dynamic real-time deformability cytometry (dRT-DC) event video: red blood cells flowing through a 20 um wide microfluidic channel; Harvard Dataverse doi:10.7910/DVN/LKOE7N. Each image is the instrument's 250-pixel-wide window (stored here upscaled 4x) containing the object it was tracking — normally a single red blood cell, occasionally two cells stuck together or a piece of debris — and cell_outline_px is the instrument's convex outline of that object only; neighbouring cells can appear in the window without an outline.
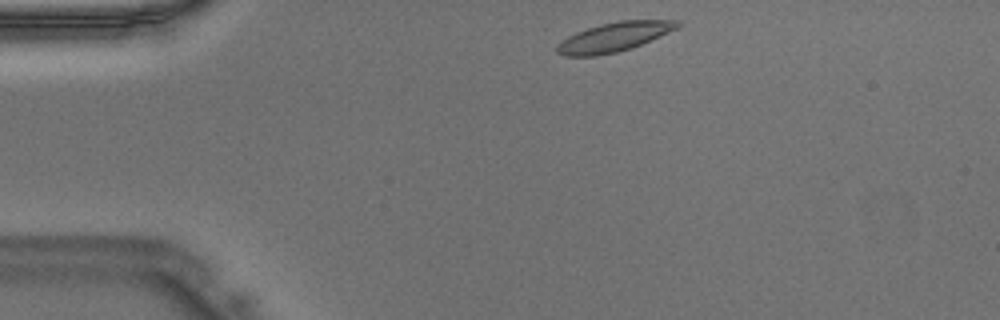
{"species": "Egyptian fruit bat (a non-hibernating species)", "species_latin": "Rousettus aegyptiacus", "temperature_condition": "warm", "stored_images_in_passage": 39, "camera_frame_rate_fps": 3000, "um_per_image_px": 0.085, "animal": {"sex": "male"}, "frame": {"image": 1, "passage_image": 1, "time_ms": 0.0, "image_size_px": [1000, 320], "cell_outline_px": [[680, 24], [676, 28], [660, 36], [632, 48], [616, 52], [596, 56], [564, 56], [556, 52], [556, 44], [568, 36], [576, 32], [600, 24], [620, 20], [680, 20]], "centroid_in_image_um": [52.16, 3.15], "position_along_channel_um": 32.8, "area_um2": 20.46}}
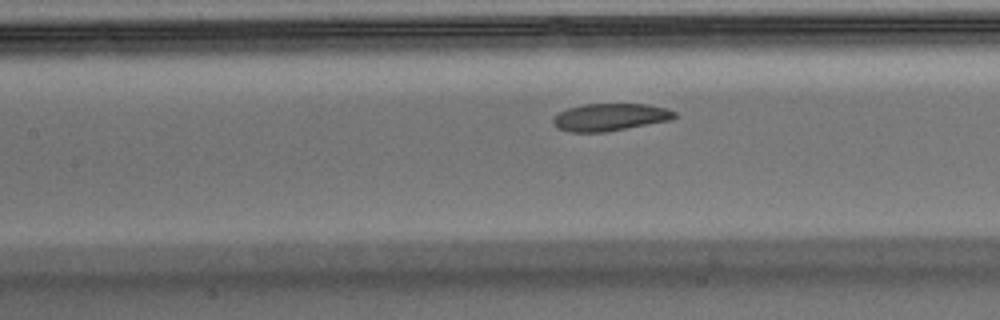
{"frame": {"image": 2, "passage_image": 13, "time_ms": 4.0, "image_size_px": [1000, 320], "cell_outline_px": [[676, 116], [672, 120], [604, 132], [568, 132], [560, 128], [552, 120], [560, 112], [568, 108], [584, 104], [648, 104], [668, 108], [676, 112]], "centroid_in_image_um": [51.92, 9.95], "position_along_channel_um": 155.5, "area_um2": 19.25}}
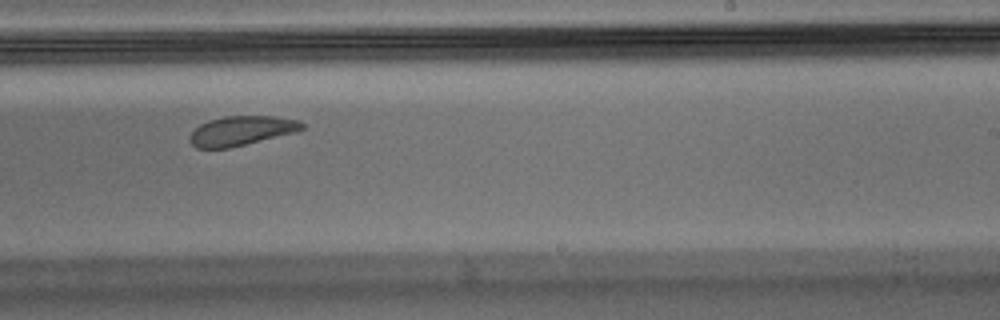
{"frame": {"image": 3, "passage_image": 21, "time_ms": 6.667, "image_size_px": [1000, 320], "cell_outline_px": [[304, 128], [296, 132], [228, 148], [196, 148], [188, 140], [188, 136], [200, 124], [208, 120], [224, 116], [276, 116], [300, 120], [304, 124]], "centroid_in_image_um": [20.51, 11.1], "position_along_channel_um": 268.5, "area_um2": 19.31}}